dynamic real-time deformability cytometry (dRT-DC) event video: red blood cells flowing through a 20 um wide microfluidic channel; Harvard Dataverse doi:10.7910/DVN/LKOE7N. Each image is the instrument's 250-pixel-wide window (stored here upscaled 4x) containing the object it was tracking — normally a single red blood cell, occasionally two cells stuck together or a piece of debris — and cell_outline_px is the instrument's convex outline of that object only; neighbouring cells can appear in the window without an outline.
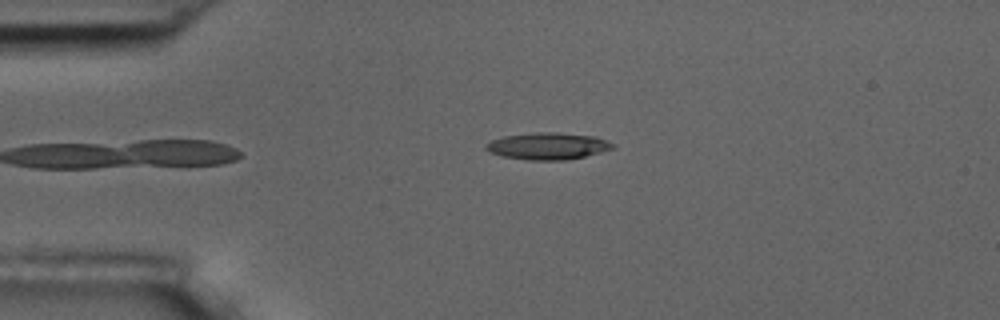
{"species": "common noctule bat (a hibernating species)", "species_latin": "Nyctalus noctula", "temperature_condition": "room temperature", "stored_images_in_passage": 5, "camera_frame_rate_fps": 3000, "um_per_image_px": 0.085, "animal": {"sex": "male", "body_mass_g": 17.5, "forearm_length_mm": 52.3}, "frame": {"image": 1, "passage_image": 5, "time_ms": 5.667, "image_size_px": [1000, 320], "cell_outline_px": [[616, 148], [584, 156], [564, 160], [528, 160], [500, 156], [488, 152], [484, 148], [484, 144], [492, 140], [504, 136], [536, 132], [556, 132], [596, 136], [616, 144]], "centroid_in_image_um": [46.55, 12.41], "position_along_channel_um": 38.4, "area_um2": 20.06}}